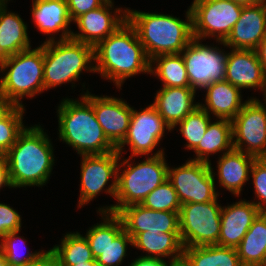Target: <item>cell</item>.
<instances>
[{
    "mask_svg": "<svg viewBox=\"0 0 266 266\" xmlns=\"http://www.w3.org/2000/svg\"><path fill=\"white\" fill-rule=\"evenodd\" d=\"M94 62L95 73L120 89L127 78L142 72L150 74V60L128 20L94 47Z\"/></svg>",
    "mask_w": 266,
    "mask_h": 266,
    "instance_id": "6da1fadb",
    "label": "cell"
},
{
    "mask_svg": "<svg viewBox=\"0 0 266 266\" xmlns=\"http://www.w3.org/2000/svg\"><path fill=\"white\" fill-rule=\"evenodd\" d=\"M250 98L232 122L233 149L266 158V98ZM245 145V146H244Z\"/></svg>",
    "mask_w": 266,
    "mask_h": 266,
    "instance_id": "8fae6325",
    "label": "cell"
},
{
    "mask_svg": "<svg viewBox=\"0 0 266 266\" xmlns=\"http://www.w3.org/2000/svg\"><path fill=\"white\" fill-rule=\"evenodd\" d=\"M210 122V115L203 108L198 106L182 121L178 122L172 130L179 125V131L187 141L186 148L188 150H194L205 135Z\"/></svg>",
    "mask_w": 266,
    "mask_h": 266,
    "instance_id": "836d02e7",
    "label": "cell"
},
{
    "mask_svg": "<svg viewBox=\"0 0 266 266\" xmlns=\"http://www.w3.org/2000/svg\"><path fill=\"white\" fill-rule=\"evenodd\" d=\"M59 139L72 146L79 155L105 154L116 147L108 140L96 119L92 105L81 100L64 98L57 110Z\"/></svg>",
    "mask_w": 266,
    "mask_h": 266,
    "instance_id": "277c9868",
    "label": "cell"
},
{
    "mask_svg": "<svg viewBox=\"0 0 266 266\" xmlns=\"http://www.w3.org/2000/svg\"><path fill=\"white\" fill-rule=\"evenodd\" d=\"M0 266H9L7 264V261L5 260V257L2 255L1 251H0Z\"/></svg>",
    "mask_w": 266,
    "mask_h": 266,
    "instance_id": "c3c4849f",
    "label": "cell"
},
{
    "mask_svg": "<svg viewBox=\"0 0 266 266\" xmlns=\"http://www.w3.org/2000/svg\"><path fill=\"white\" fill-rule=\"evenodd\" d=\"M193 38L224 41L238 21L243 6L232 0H194L189 7Z\"/></svg>",
    "mask_w": 266,
    "mask_h": 266,
    "instance_id": "9c48e42d",
    "label": "cell"
},
{
    "mask_svg": "<svg viewBox=\"0 0 266 266\" xmlns=\"http://www.w3.org/2000/svg\"><path fill=\"white\" fill-rule=\"evenodd\" d=\"M9 187L13 188L10 177H9V170L8 165L5 159L0 160V188L2 187Z\"/></svg>",
    "mask_w": 266,
    "mask_h": 266,
    "instance_id": "7bdbcfd3",
    "label": "cell"
},
{
    "mask_svg": "<svg viewBox=\"0 0 266 266\" xmlns=\"http://www.w3.org/2000/svg\"><path fill=\"white\" fill-rule=\"evenodd\" d=\"M193 38L181 52L190 87L203 89L212 82L225 80L227 53ZM225 52V53H224Z\"/></svg>",
    "mask_w": 266,
    "mask_h": 266,
    "instance_id": "4fadbf2b",
    "label": "cell"
},
{
    "mask_svg": "<svg viewBox=\"0 0 266 266\" xmlns=\"http://www.w3.org/2000/svg\"><path fill=\"white\" fill-rule=\"evenodd\" d=\"M20 231L21 230L10 232L0 240V251L9 266H29L44 251L41 250L33 253L28 251V253L23 256L21 250L23 247L25 248L24 241L26 240H24L21 236H18ZM20 240L22 242L21 244ZM22 244L23 247H21ZM19 250L21 252H19Z\"/></svg>",
    "mask_w": 266,
    "mask_h": 266,
    "instance_id": "e575fe53",
    "label": "cell"
},
{
    "mask_svg": "<svg viewBox=\"0 0 266 266\" xmlns=\"http://www.w3.org/2000/svg\"><path fill=\"white\" fill-rule=\"evenodd\" d=\"M0 72L4 75L0 79V95L17 106H24L20 99L44 91L43 43L0 60Z\"/></svg>",
    "mask_w": 266,
    "mask_h": 266,
    "instance_id": "52a82bcc",
    "label": "cell"
},
{
    "mask_svg": "<svg viewBox=\"0 0 266 266\" xmlns=\"http://www.w3.org/2000/svg\"><path fill=\"white\" fill-rule=\"evenodd\" d=\"M133 239L123 230L118 236H107V246L96 260L104 266H120L127 255V246Z\"/></svg>",
    "mask_w": 266,
    "mask_h": 266,
    "instance_id": "8d00e7d4",
    "label": "cell"
},
{
    "mask_svg": "<svg viewBox=\"0 0 266 266\" xmlns=\"http://www.w3.org/2000/svg\"><path fill=\"white\" fill-rule=\"evenodd\" d=\"M150 74L157 76L162 81L163 87H190L181 53L164 54L152 58Z\"/></svg>",
    "mask_w": 266,
    "mask_h": 266,
    "instance_id": "4dcf8cb0",
    "label": "cell"
},
{
    "mask_svg": "<svg viewBox=\"0 0 266 266\" xmlns=\"http://www.w3.org/2000/svg\"><path fill=\"white\" fill-rule=\"evenodd\" d=\"M73 266H104L101 263H99L96 259L90 262H86V263H81V264H76Z\"/></svg>",
    "mask_w": 266,
    "mask_h": 266,
    "instance_id": "bcb514c9",
    "label": "cell"
},
{
    "mask_svg": "<svg viewBox=\"0 0 266 266\" xmlns=\"http://www.w3.org/2000/svg\"><path fill=\"white\" fill-rule=\"evenodd\" d=\"M128 266H167L165 261L156 258H147V257H138L135 260H132Z\"/></svg>",
    "mask_w": 266,
    "mask_h": 266,
    "instance_id": "b9f144b4",
    "label": "cell"
},
{
    "mask_svg": "<svg viewBox=\"0 0 266 266\" xmlns=\"http://www.w3.org/2000/svg\"><path fill=\"white\" fill-rule=\"evenodd\" d=\"M133 246L139 250L146 251L148 255L141 257L156 258L165 261L163 257L170 259V263L183 259V245L180 239V233H161L153 232L139 233L133 239Z\"/></svg>",
    "mask_w": 266,
    "mask_h": 266,
    "instance_id": "484cf974",
    "label": "cell"
},
{
    "mask_svg": "<svg viewBox=\"0 0 266 266\" xmlns=\"http://www.w3.org/2000/svg\"><path fill=\"white\" fill-rule=\"evenodd\" d=\"M29 266H61L58 256L52 251H43Z\"/></svg>",
    "mask_w": 266,
    "mask_h": 266,
    "instance_id": "60d3db41",
    "label": "cell"
},
{
    "mask_svg": "<svg viewBox=\"0 0 266 266\" xmlns=\"http://www.w3.org/2000/svg\"><path fill=\"white\" fill-rule=\"evenodd\" d=\"M255 159L256 157L235 149L221 154L217 161L220 186L238 197L243 185L249 181L250 170Z\"/></svg>",
    "mask_w": 266,
    "mask_h": 266,
    "instance_id": "cb8c5ba5",
    "label": "cell"
},
{
    "mask_svg": "<svg viewBox=\"0 0 266 266\" xmlns=\"http://www.w3.org/2000/svg\"><path fill=\"white\" fill-rule=\"evenodd\" d=\"M113 8V4L104 3L97 9L81 14L73 21L80 33L73 32L70 38L95 47L127 21V9L122 11V8H115L112 14L110 10Z\"/></svg>",
    "mask_w": 266,
    "mask_h": 266,
    "instance_id": "2e32d148",
    "label": "cell"
},
{
    "mask_svg": "<svg viewBox=\"0 0 266 266\" xmlns=\"http://www.w3.org/2000/svg\"><path fill=\"white\" fill-rule=\"evenodd\" d=\"M117 215L122 219L124 230L134 239L139 233H180L179 212L156 211L142 204H131Z\"/></svg>",
    "mask_w": 266,
    "mask_h": 266,
    "instance_id": "e0dca14e",
    "label": "cell"
},
{
    "mask_svg": "<svg viewBox=\"0 0 266 266\" xmlns=\"http://www.w3.org/2000/svg\"><path fill=\"white\" fill-rule=\"evenodd\" d=\"M31 49L27 24L7 4H0V60Z\"/></svg>",
    "mask_w": 266,
    "mask_h": 266,
    "instance_id": "d4e9b609",
    "label": "cell"
},
{
    "mask_svg": "<svg viewBox=\"0 0 266 266\" xmlns=\"http://www.w3.org/2000/svg\"><path fill=\"white\" fill-rule=\"evenodd\" d=\"M260 210L253 203L239 200L221 210V229L217 245L236 248Z\"/></svg>",
    "mask_w": 266,
    "mask_h": 266,
    "instance_id": "ffe728a7",
    "label": "cell"
},
{
    "mask_svg": "<svg viewBox=\"0 0 266 266\" xmlns=\"http://www.w3.org/2000/svg\"><path fill=\"white\" fill-rule=\"evenodd\" d=\"M13 188L43 186L54 165L53 146L39 125L26 127L5 158Z\"/></svg>",
    "mask_w": 266,
    "mask_h": 266,
    "instance_id": "7a4b0ae2",
    "label": "cell"
},
{
    "mask_svg": "<svg viewBox=\"0 0 266 266\" xmlns=\"http://www.w3.org/2000/svg\"><path fill=\"white\" fill-rule=\"evenodd\" d=\"M10 0H0V4H7V2Z\"/></svg>",
    "mask_w": 266,
    "mask_h": 266,
    "instance_id": "681fc988",
    "label": "cell"
},
{
    "mask_svg": "<svg viewBox=\"0 0 266 266\" xmlns=\"http://www.w3.org/2000/svg\"><path fill=\"white\" fill-rule=\"evenodd\" d=\"M160 89L154 96L155 101L152 104L171 129L199 106L198 102H194L196 90L192 87Z\"/></svg>",
    "mask_w": 266,
    "mask_h": 266,
    "instance_id": "44dd1931",
    "label": "cell"
},
{
    "mask_svg": "<svg viewBox=\"0 0 266 266\" xmlns=\"http://www.w3.org/2000/svg\"><path fill=\"white\" fill-rule=\"evenodd\" d=\"M17 230H21V215L9 205L0 203V240Z\"/></svg>",
    "mask_w": 266,
    "mask_h": 266,
    "instance_id": "f35d334b",
    "label": "cell"
},
{
    "mask_svg": "<svg viewBox=\"0 0 266 266\" xmlns=\"http://www.w3.org/2000/svg\"><path fill=\"white\" fill-rule=\"evenodd\" d=\"M261 266H266V259L264 260V263Z\"/></svg>",
    "mask_w": 266,
    "mask_h": 266,
    "instance_id": "816d5d0a",
    "label": "cell"
},
{
    "mask_svg": "<svg viewBox=\"0 0 266 266\" xmlns=\"http://www.w3.org/2000/svg\"><path fill=\"white\" fill-rule=\"evenodd\" d=\"M32 5V17L40 32L55 36V33L62 31L58 40L70 39L73 31L69 25L73 21L66 0H32Z\"/></svg>",
    "mask_w": 266,
    "mask_h": 266,
    "instance_id": "7402d4cb",
    "label": "cell"
},
{
    "mask_svg": "<svg viewBox=\"0 0 266 266\" xmlns=\"http://www.w3.org/2000/svg\"><path fill=\"white\" fill-rule=\"evenodd\" d=\"M232 1L242 6H249L259 3L261 0H232Z\"/></svg>",
    "mask_w": 266,
    "mask_h": 266,
    "instance_id": "f6af8a7d",
    "label": "cell"
},
{
    "mask_svg": "<svg viewBox=\"0 0 266 266\" xmlns=\"http://www.w3.org/2000/svg\"><path fill=\"white\" fill-rule=\"evenodd\" d=\"M55 38L49 36L43 43L44 90L56 88L64 83L74 84L80 78L82 71L95 73L93 46L71 38L67 40H55Z\"/></svg>",
    "mask_w": 266,
    "mask_h": 266,
    "instance_id": "8992f818",
    "label": "cell"
},
{
    "mask_svg": "<svg viewBox=\"0 0 266 266\" xmlns=\"http://www.w3.org/2000/svg\"><path fill=\"white\" fill-rule=\"evenodd\" d=\"M225 80L242 89H261L266 98V77L256 50L232 49L227 53Z\"/></svg>",
    "mask_w": 266,
    "mask_h": 266,
    "instance_id": "d6986e66",
    "label": "cell"
},
{
    "mask_svg": "<svg viewBox=\"0 0 266 266\" xmlns=\"http://www.w3.org/2000/svg\"><path fill=\"white\" fill-rule=\"evenodd\" d=\"M263 73L266 77V38L259 44L256 49Z\"/></svg>",
    "mask_w": 266,
    "mask_h": 266,
    "instance_id": "ee69618b",
    "label": "cell"
},
{
    "mask_svg": "<svg viewBox=\"0 0 266 266\" xmlns=\"http://www.w3.org/2000/svg\"><path fill=\"white\" fill-rule=\"evenodd\" d=\"M103 222L87 230L85 235L94 258L102 254L107 246V236H118L123 230L122 219L114 213H101Z\"/></svg>",
    "mask_w": 266,
    "mask_h": 266,
    "instance_id": "d6a6232c",
    "label": "cell"
},
{
    "mask_svg": "<svg viewBox=\"0 0 266 266\" xmlns=\"http://www.w3.org/2000/svg\"><path fill=\"white\" fill-rule=\"evenodd\" d=\"M165 129L172 130L153 104L139 112L133 108L128 133L116 150L122 156L126 144L130 145V157L149 156L164 137Z\"/></svg>",
    "mask_w": 266,
    "mask_h": 266,
    "instance_id": "5bb4252c",
    "label": "cell"
},
{
    "mask_svg": "<svg viewBox=\"0 0 266 266\" xmlns=\"http://www.w3.org/2000/svg\"><path fill=\"white\" fill-rule=\"evenodd\" d=\"M89 93L87 90L82 96L92 105L104 134L117 148L128 133L133 107L120 98Z\"/></svg>",
    "mask_w": 266,
    "mask_h": 266,
    "instance_id": "9a60e30c",
    "label": "cell"
},
{
    "mask_svg": "<svg viewBox=\"0 0 266 266\" xmlns=\"http://www.w3.org/2000/svg\"><path fill=\"white\" fill-rule=\"evenodd\" d=\"M203 89L207 90L205 104L199 102V106L217 119L232 121L245 104L242 102L241 89L226 80L212 82Z\"/></svg>",
    "mask_w": 266,
    "mask_h": 266,
    "instance_id": "603a6c76",
    "label": "cell"
},
{
    "mask_svg": "<svg viewBox=\"0 0 266 266\" xmlns=\"http://www.w3.org/2000/svg\"><path fill=\"white\" fill-rule=\"evenodd\" d=\"M183 260L188 266H243L236 248L219 245L185 247Z\"/></svg>",
    "mask_w": 266,
    "mask_h": 266,
    "instance_id": "f1b7e54d",
    "label": "cell"
},
{
    "mask_svg": "<svg viewBox=\"0 0 266 266\" xmlns=\"http://www.w3.org/2000/svg\"><path fill=\"white\" fill-rule=\"evenodd\" d=\"M222 206L217 199L205 203H185L179 212L183 247L217 245Z\"/></svg>",
    "mask_w": 266,
    "mask_h": 266,
    "instance_id": "ba28073f",
    "label": "cell"
},
{
    "mask_svg": "<svg viewBox=\"0 0 266 266\" xmlns=\"http://www.w3.org/2000/svg\"><path fill=\"white\" fill-rule=\"evenodd\" d=\"M24 111V106H17L0 95V160L6 158V152L26 128L23 124Z\"/></svg>",
    "mask_w": 266,
    "mask_h": 266,
    "instance_id": "f546056e",
    "label": "cell"
},
{
    "mask_svg": "<svg viewBox=\"0 0 266 266\" xmlns=\"http://www.w3.org/2000/svg\"><path fill=\"white\" fill-rule=\"evenodd\" d=\"M243 266H261L266 259V213L260 212L236 247Z\"/></svg>",
    "mask_w": 266,
    "mask_h": 266,
    "instance_id": "4316f807",
    "label": "cell"
},
{
    "mask_svg": "<svg viewBox=\"0 0 266 266\" xmlns=\"http://www.w3.org/2000/svg\"><path fill=\"white\" fill-rule=\"evenodd\" d=\"M80 157H82V162L78 207L81 208L83 205L88 204L103 190L111 194L115 199L118 166L120 158H122L117 150L105 154L80 155ZM110 178H113V181L111 185H108Z\"/></svg>",
    "mask_w": 266,
    "mask_h": 266,
    "instance_id": "7c38bea8",
    "label": "cell"
},
{
    "mask_svg": "<svg viewBox=\"0 0 266 266\" xmlns=\"http://www.w3.org/2000/svg\"><path fill=\"white\" fill-rule=\"evenodd\" d=\"M141 204L156 211L180 212L181 208L177 192L168 179L149 193Z\"/></svg>",
    "mask_w": 266,
    "mask_h": 266,
    "instance_id": "d590c367",
    "label": "cell"
},
{
    "mask_svg": "<svg viewBox=\"0 0 266 266\" xmlns=\"http://www.w3.org/2000/svg\"><path fill=\"white\" fill-rule=\"evenodd\" d=\"M167 266H188L186 262L182 259L176 262L168 263Z\"/></svg>",
    "mask_w": 266,
    "mask_h": 266,
    "instance_id": "7dc6e473",
    "label": "cell"
},
{
    "mask_svg": "<svg viewBox=\"0 0 266 266\" xmlns=\"http://www.w3.org/2000/svg\"><path fill=\"white\" fill-rule=\"evenodd\" d=\"M250 176L253 179L255 197L259 200L253 201V203L260 212L266 213V158L255 159L250 170Z\"/></svg>",
    "mask_w": 266,
    "mask_h": 266,
    "instance_id": "74e56055",
    "label": "cell"
},
{
    "mask_svg": "<svg viewBox=\"0 0 266 266\" xmlns=\"http://www.w3.org/2000/svg\"><path fill=\"white\" fill-rule=\"evenodd\" d=\"M164 149L148 156L144 161L130 164L132 157L123 159L118 166L117 204L98 208L101 213L117 214L122 208L131 204H141L146 196L168 179L169 165L165 161ZM126 165V167H125ZM121 167H125L121 171ZM121 171V173H120Z\"/></svg>",
    "mask_w": 266,
    "mask_h": 266,
    "instance_id": "5b68a950",
    "label": "cell"
},
{
    "mask_svg": "<svg viewBox=\"0 0 266 266\" xmlns=\"http://www.w3.org/2000/svg\"><path fill=\"white\" fill-rule=\"evenodd\" d=\"M69 16L74 21L81 14L97 9L105 2L102 0H66Z\"/></svg>",
    "mask_w": 266,
    "mask_h": 266,
    "instance_id": "ab89813d",
    "label": "cell"
},
{
    "mask_svg": "<svg viewBox=\"0 0 266 266\" xmlns=\"http://www.w3.org/2000/svg\"><path fill=\"white\" fill-rule=\"evenodd\" d=\"M52 251L58 256L61 266H73L95 260L85 236L79 232L64 235L60 245Z\"/></svg>",
    "mask_w": 266,
    "mask_h": 266,
    "instance_id": "1f68e13d",
    "label": "cell"
},
{
    "mask_svg": "<svg viewBox=\"0 0 266 266\" xmlns=\"http://www.w3.org/2000/svg\"><path fill=\"white\" fill-rule=\"evenodd\" d=\"M217 121V122H216ZM210 122L205 135L194 149L196 157L190 159L211 164L210 154L227 153L233 149L232 122L227 119H218Z\"/></svg>",
    "mask_w": 266,
    "mask_h": 266,
    "instance_id": "83f0119b",
    "label": "cell"
},
{
    "mask_svg": "<svg viewBox=\"0 0 266 266\" xmlns=\"http://www.w3.org/2000/svg\"><path fill=\"white\" fill-rule=\"evenodd\" d=\"M212 164L188 160L182 166L168 167V180L178 199L185 203H205L218 199Z\"/></svg>",
    "mask_w": 266,
    "mask_h": 266,
    "instance_id": "30bf717a",
    "label": "cell"
},
{
    "mask_svg": "<svg viewBox=\"0 0 266 266\" xmlns=\"http://www.w3.org/2000/svg\"><path fill=\"white\" fill-rule=\"evenodd\" d=\"M103 2H105V3H111V4H113V1L112 0H102Z\"/></svg>",
    "mask_w": 266,
    "mask_h": 266,
    "instance_id": "f907efd6",
    "label": "cell"
},
{
    "mask_svg": "<svg viewBox=\"0 0 266 266\" xmlns=\"http://www.w3.org/2000/svg\"><path fill=\"white\" fill-rule=\"evenodd\" d=\"M127 20L135 28L149 60L159 55L181 53L193 39L190 8L186 11V21L169 14L128 8Z\"/></svg>",
    "mask_w": 266,
    "mask_h": 266,
    "instance_id": "3957f363",
    "label": "cell"
},
{
    "mask_svg": "<svg viewBox=\"0 0 266 266\" xmlns=\"http://www.w3.org/2000/svg\"><path fill=\"white\" fill-rule=\"evenodd\" d=\"M266 38V4L243 6L238 21L220 44L230 49L256 50Z\"/></svg>",
    "mask_w": 266,
    "mask_h": 266,
    "instance_id": "ac0fdd59",
    "label": "cell"
}]
</instances>
